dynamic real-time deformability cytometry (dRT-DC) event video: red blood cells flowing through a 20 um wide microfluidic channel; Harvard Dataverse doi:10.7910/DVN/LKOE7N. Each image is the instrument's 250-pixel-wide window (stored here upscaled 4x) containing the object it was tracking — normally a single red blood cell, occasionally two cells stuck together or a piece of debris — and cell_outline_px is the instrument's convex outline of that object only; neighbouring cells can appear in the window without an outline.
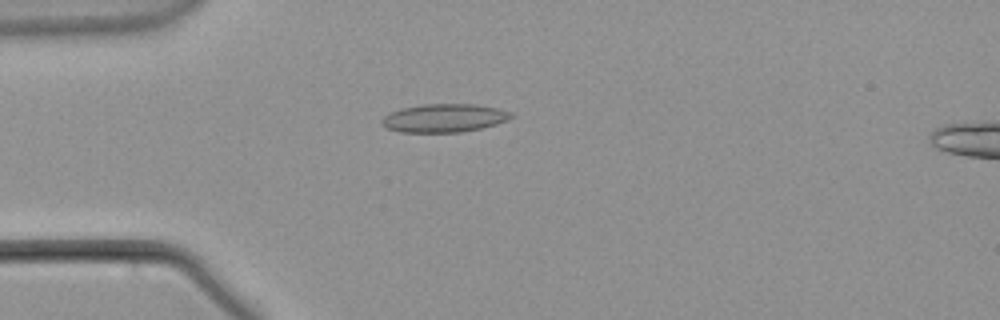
{"species": "common noctule bat (a hibernating species)", "species_latin": "Nyctalus noctula", "temperature_condition": "warm", "stored_images_in_passage": 43, "camera_frame_rate_fps": 3000, "um_per_image_px": 0.085, "animal": {"sex": "male", "body_mass_g": 21.5, "forearm_length_mm": 52.0}, "frame": {"image": 1, "passage_image": 2, "time_ms": 0.333, "image_size_px": [1000, 320], "cell_outline_px": [[512, 116], [508, 120], [496, 124], [480, 128], [460, 132], [400, 132], [384, 128], [380, 124], [380, 120], [384, 116], [392, 112], [404, 108], [420, 104], [476, 104], [500, 108], [512, 112]], "centroid_in_image_um": [37.74, 10.03], "position_along_channel_um": 47.3, "area_um2": 21.44}}
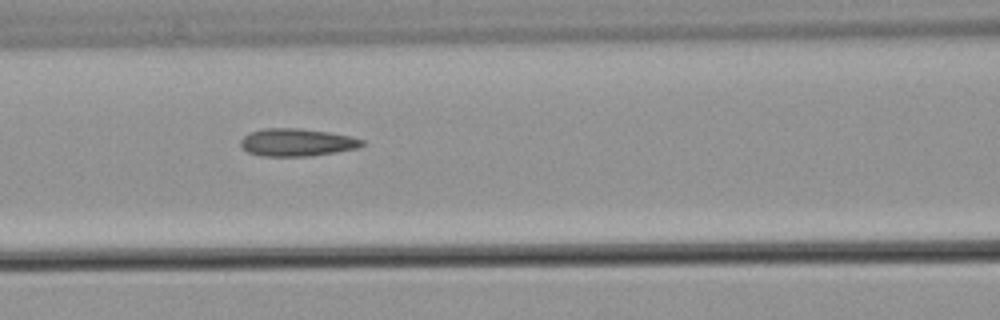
{"frame": {"image": 2, "passage_image": 11, "time_ms": 3.333, "image_size_px": [1000, 320], "cell_outline_px": [[364, 144], [356, 148], [308, 156], [260, 156], [248, 152], [240, 144], [240, 140], [248, 132], [264, 128], [300, 128], [328, 132], [348, 136], [364, 140]], "centroid_in_image_um": [25.17, 12.09], "position_along_channel_um": 141.4, "area_um2": 19.36}}
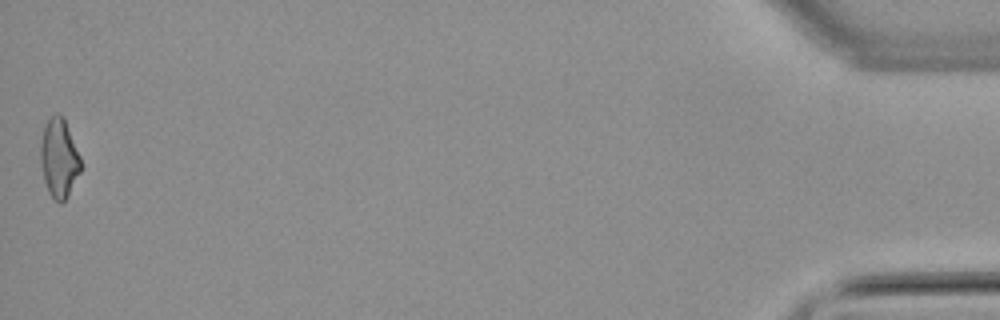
{"frame": {"image": 3, "passage_image": 43, "time_ms": 14.0, "image_size_px": [1000, 320], "cell_outline_px": [[80, 172], [64, 200], [60, 204], [48, 192], [44, 180], [40, 160], [40, 144], [44, 128], [48, 120], [56, 112], [64, 120], [80, 156]], "centroid_in_image_um": [4.99, 13.46], "position_along_channel_um": 430.2, "area_um2": 17.92}}